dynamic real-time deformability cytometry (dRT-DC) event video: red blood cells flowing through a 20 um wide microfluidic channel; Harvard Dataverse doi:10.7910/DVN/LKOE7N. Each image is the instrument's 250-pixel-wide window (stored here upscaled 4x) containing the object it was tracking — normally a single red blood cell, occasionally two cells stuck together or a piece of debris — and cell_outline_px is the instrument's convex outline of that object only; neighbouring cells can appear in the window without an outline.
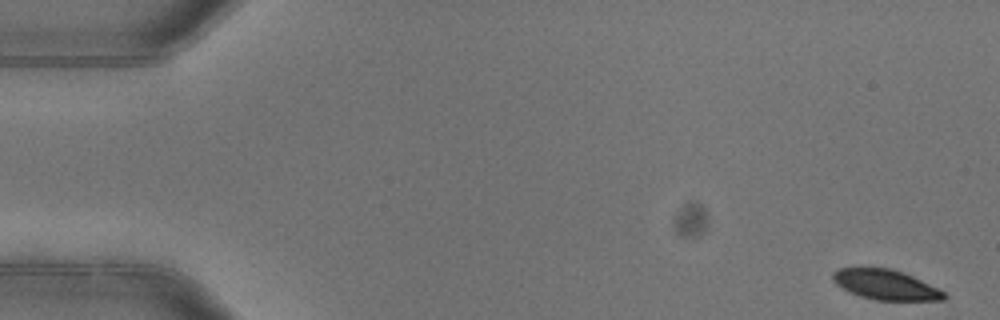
{"species": "common noctule bat (a hibernating species)", "species_latin": "Nyctalus noctula", "temperature_condition": "warm", "stored_images_in_passage": 5, "camera_frame_rate_fps": 3000, "um_per_image_px": 0.085, "animal": {"sex": "female"}, "frame": {"image": 1, "passage_image": 1, "time_ms": 0.0, "image_size_px": [1000, 320], "cell_outline_px": [[948, 296], [944, 300], [876, 300], [860, 296], [848, 292], [836, 284], [832, 280], [832, 272], [840, 268], [860, 264], [892, 268], [904, 272], [944, 292]], "centroid_in_image_um": [75.17, 24.14], "position_along_channel_um": 9.8, "area_um2": 20.11}}
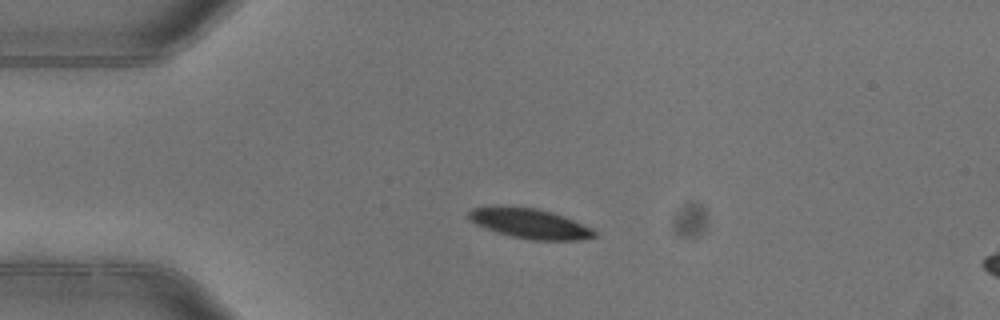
{"frame": {"image": 2, "passage_image": 4, "time_ms": 1.0, "image_size_px": [1000, 320], "cell_outline_px": [[596, 236], [580, 240], [532, 240], [512, 236], [496, 232], [476, 224], [468, 220], [468, 212], [472, 208], [492, 204], [500, 204], [536, 208], [552, 212], [592, 228], [596, 232]], "centroid_in_image_um": [44.95, 18.96], "position_along_channel_um": 40.1, "area_um2": 22.25}}